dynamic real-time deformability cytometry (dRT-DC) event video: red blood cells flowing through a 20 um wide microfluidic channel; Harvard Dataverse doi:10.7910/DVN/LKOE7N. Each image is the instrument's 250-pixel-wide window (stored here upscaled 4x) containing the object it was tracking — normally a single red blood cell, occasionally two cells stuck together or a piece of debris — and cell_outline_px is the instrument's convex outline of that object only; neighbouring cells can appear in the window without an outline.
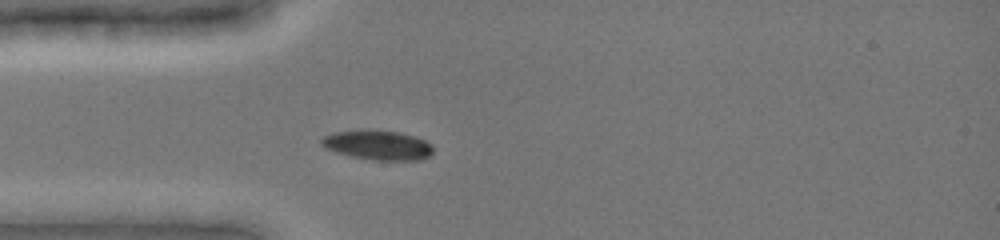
{"species": "common noctule bat (a hibernating species)", "species_latin": "Nyctalus noctula", "temperature_condition": "cold", "stored_images_in_passage": 33, "camera_frame_rate_fps": 3000, "um_per_image_px": 0.085, "animal": {"sex": "female", "body_mass_g": 19.0, "forearm_length_mm": 51.5}, "frame": {"image": 1, "passage_image": 1, "time_ms": 0.0, "image_size_px": [1000, 240], "cell_outline_px": [[432, 152], [428, 156], [420, 160], [372, 160], [352, 156], [336, 152], [324, 148], [320, 144], [320, 140], [324, 136], [332, 132], [360, 128], [364, 128], [396, 132], [416, 136], [432, 144]], "centroid_in_image_um": [32.06, 12.3], "position_along_channel_um": 52.9, "area_um2": 19.59}}
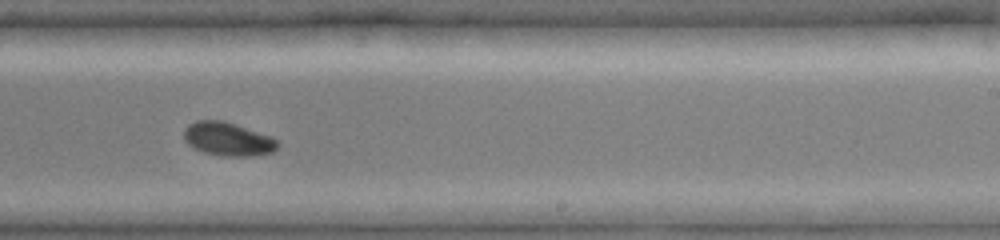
{"frame": {"image": 2, "passage_image": 18, "time_ms": 5.667, "image_size_px": [1000, 240], "cell_outline_px": [[280, 144], [272, 152], [260, 156], [224, 156], [204, 152], [188, 144], [184, 140], [184, 128], [188, 124], [196, 120], [224, 120], [272, 136]], "centroid_in_image_um": [19.39, 11.81], "position_along_channel_um": 269.6, "area_um2": 18.5}}
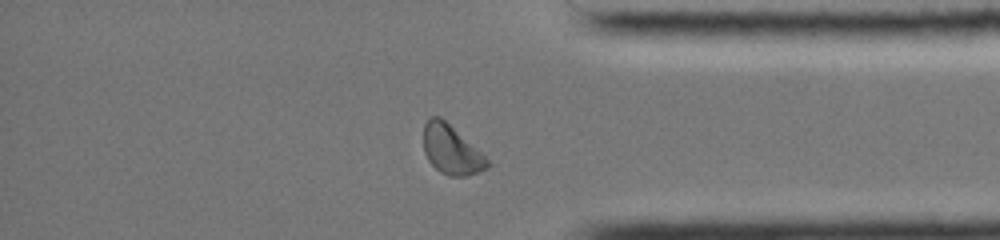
{"frame": {"image": 3, "passage_image": 28, "time_ms": 9.0, "image_size_px": [1000, 240], "cell_outline_px": [[488, 168], [468, 176], [448, 176], [440, 172], [428, 160], [424, 152], [424, 124], [432, 116], [440, 116], [480, 152], [488, 160]], "centroid_in_image_um": [38.33, 12.75], "position_along_channel_um": 396.9, "area_um2": 17.86}, "authors_computed_cell_mechanics": {"area_um2": 18.8428, "velocity_mm_per_s": 3.8994, "shape_relaxation_time_tau1_ms": 2.8554, "shape_relaxation_time_tau2_ms": null, "deformation_change_tau1": 0.1195, "deformation_change_tau2": null}}